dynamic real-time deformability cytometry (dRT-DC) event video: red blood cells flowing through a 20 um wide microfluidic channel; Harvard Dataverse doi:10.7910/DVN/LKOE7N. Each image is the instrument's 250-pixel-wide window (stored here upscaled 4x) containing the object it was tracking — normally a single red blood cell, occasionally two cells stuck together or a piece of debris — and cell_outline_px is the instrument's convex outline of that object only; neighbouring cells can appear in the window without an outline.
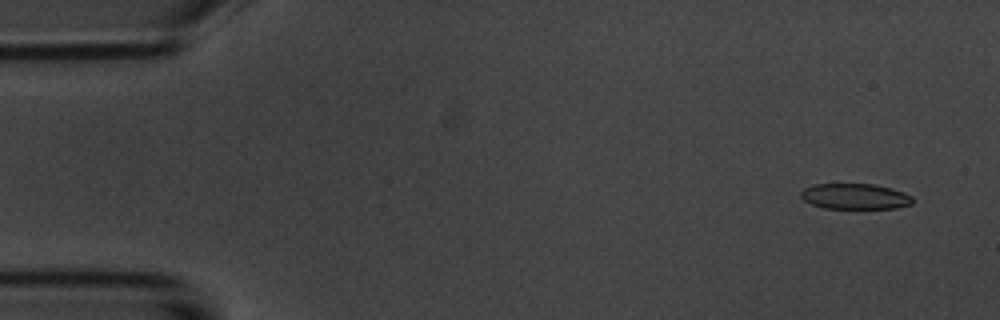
{"species": "common noctule bat (a hibernating species)", "species_latin": "Nyctalus noctula", "temperature_condition": "room temperature", "stored_images_in_passage": 4, "camera_frame_rate_fps": 3000, "um_per_image_px": 0.085, "animal": {"sex": "male", "body_mass_g": 20.1, "forearm_length_mm": 53.5}, "frame": {"image": 1, "passage_image": 1, "time_ms": 0.0, "image_size_px": [1000, 320], "cell_outline_px": [[912, 204], [896, 208], [824, 208], [812, 204], [804, 200], [800, 196], [800, 192], [804, 188], [812, 184], [876, 184], [892, 188], [904, 192], [912, 196]], "centroid_in_image_um": [72.68, 16.68], "position_along_channel_um": 12.3, "area_um2": 16.76}}
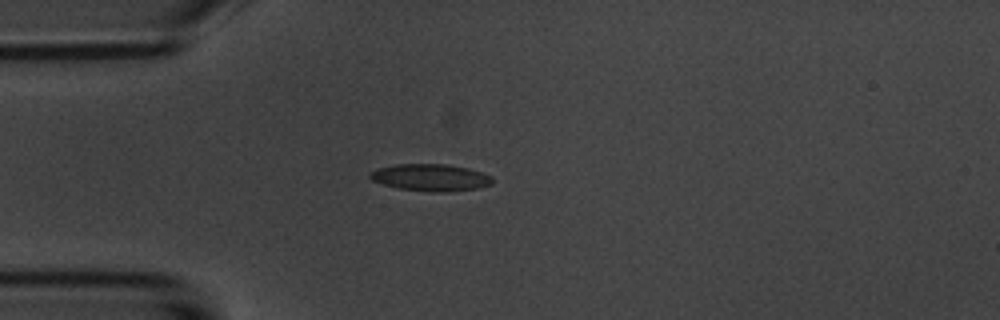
{"frame": {"image": 2, "passage_image": 4, "time_ms": 3.667, "image_size_px": [1000, 320], "cell_outline_px": [[492, 184], [476, 188], [444, 192], [432, 192], [400, 188], [384, 184], [372, 180], [368, 176], [368, 172], [376, 168], [396, 164], [444, 164], [468, 168], [492, 176]], "centroid_in_image_um": [36.56, 15.08], "position_along_channel_um": 48.4, "area_um2": 19.13}}